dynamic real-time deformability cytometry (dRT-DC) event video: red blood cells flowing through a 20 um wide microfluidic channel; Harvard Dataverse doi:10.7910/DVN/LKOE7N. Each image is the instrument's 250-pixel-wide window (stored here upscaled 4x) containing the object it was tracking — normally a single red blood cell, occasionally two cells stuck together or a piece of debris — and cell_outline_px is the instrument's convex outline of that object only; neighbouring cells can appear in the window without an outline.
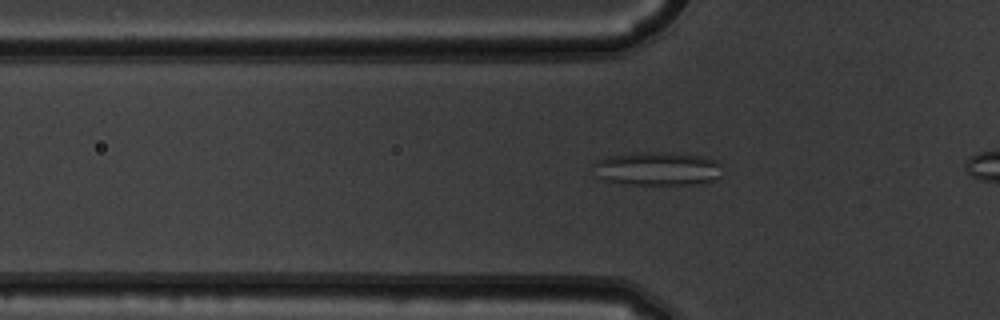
{"species": "common noctule bat (a hibernating species)", "species_latin": "Nyctalus noctula", "temperature_condition": "warm", "stored_images_in_passage": 31, "camera_frame_rate_fps": 3000, "um_per_image_px": 0.085, "animal": {"sex": "male", "body_mass_g": 19.5, "forearm_length_mm": 54.6}, "frame": {"image": 1, "passage_image": 15, "time_ms": 4.667, "image_size_px": [1000, 320], "cell_outline_px": [[720, 176], [712, 180], [700, 184], [628, 184], [604, 180], [596, 176], [592, 164], [596, 160], [608, 156], [632, 152], [672, 152], [700, 156], [716, 160], [720, 164]], "centroid_in_image_um": [55.83, 14.32], "position_along_channel_um": 70.0, "area_um2": 25.43}}
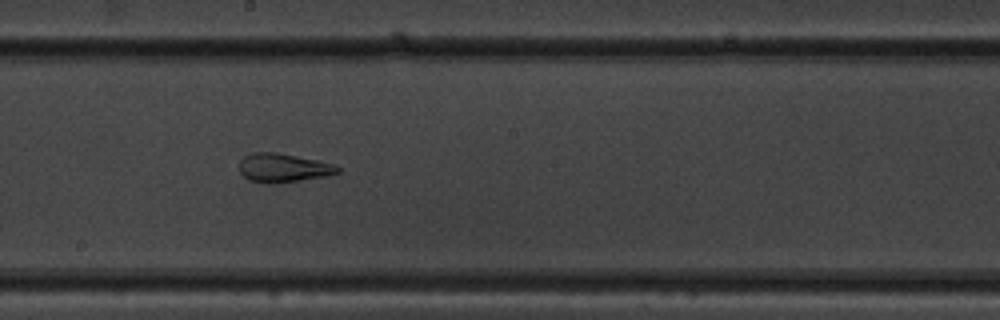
{"frame": {"image": 2, "passage_image": 27, "time_ms": 8.667, "image_size_px": [1000, 320], "cell_outline_px": [[340, 172], [324, 176], [300, 180], [272, 184], [268, 184], [248, 180], [240, 172], [240, 160], [244, 156], [252, 152], [276, 152], [316, 160], [332, 164], [340, 168]], "centroid_in_image_um": [24.02, 14.27], "position_along_channel_um": 224.2, "area_um2": 16.36}}
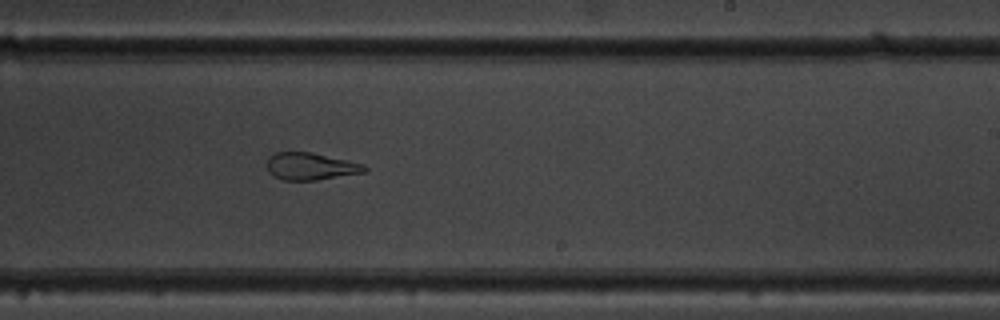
{"frame": {"image": 3, "passage_image": 30, "time_ms": 9.667, "image_size_px": [1000, 320], "cell_outline_px": [[368, 172], [316, 180], [284, 180], [272, 176], [268, 172], [268, 156], [276, 152], [312, 152], [348, 160], [364, 164], [368, 168]], "centroid_in_image_um": [26.43, 14.14], "position_along_channel_um": 262.6, "area_um2": 15.66}}